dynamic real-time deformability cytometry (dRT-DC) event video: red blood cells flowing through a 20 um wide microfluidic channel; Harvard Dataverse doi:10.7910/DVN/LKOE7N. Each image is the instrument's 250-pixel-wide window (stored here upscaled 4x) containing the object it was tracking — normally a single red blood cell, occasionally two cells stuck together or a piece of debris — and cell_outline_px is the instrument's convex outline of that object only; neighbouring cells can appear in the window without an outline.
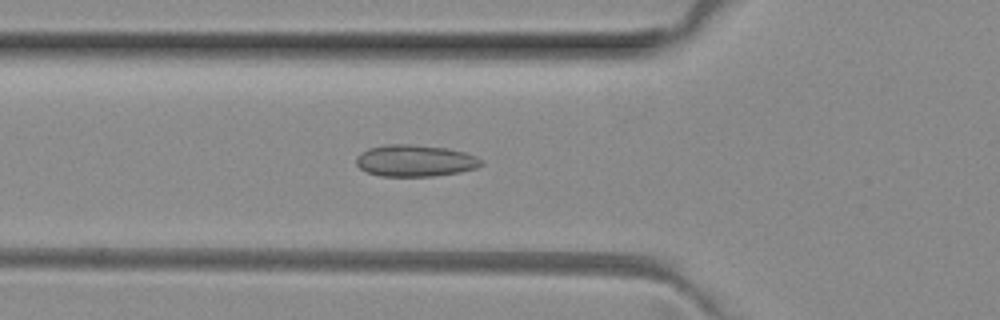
{"species": "common noctule bat (a hibernating species)", "species_latin": "Nyctalus noctula", "temperature_condition": "room temperature", "stored_images_in_passage": 50, "camera_frame_rate_fps": 3000, "um_per_image_px": 0.085, "animal": {"sex": "female", "body_mass_g": 29.2, "forearm_length_mm": 56.3}, "frame": {"image": 1, "passage_image": 17, "time_ms": 5.333, "image_size_px": [1000, 320], "cell_outline_px": [[484, 164], [476, 168], [460, 172], [432, 176], [380, 176], [368, 172], [360, 168], [356, 164], [356, 156], [360, 152], [368, 148], [384, 144], [408, 144], [448, 148], [464, 152], [476, 156], [484, 160]], "centroid_in_image_um": [35.29, 13.65], "position_along_channel_um": 90.5, "area_um2": 23.29}}
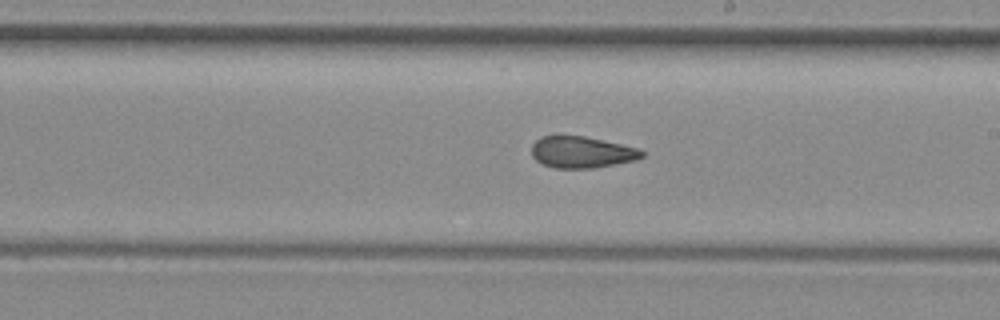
{"frame": {"image": 2, "passage_image": 28, "time_ms": 9.0, "image_size_px": [1000, 320], "cell_outline_px": [[644, 156], [636, 160], [592, 168], [556, 168], [540, 164], [532, 156], [532, 144], [540, 136], [584, 136], [640, 148], [644, 152]], "centroid_in_image_um": [49.44, 12.94], "position_along_channel_um": 239.6, "area_um2": 20.29}}
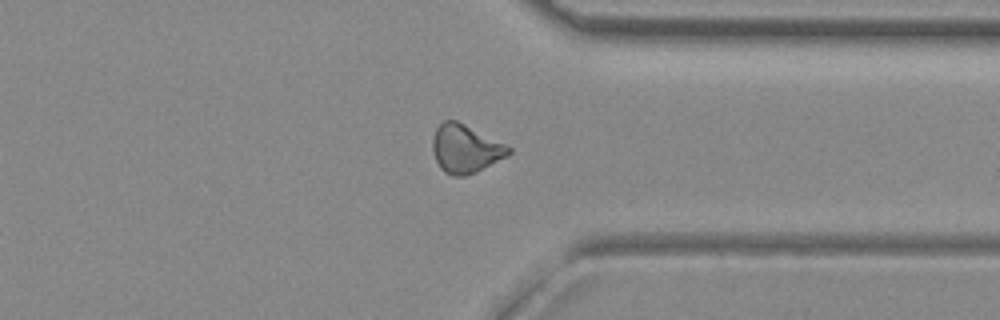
{"frame": {"image": 3, "passage_image": 38, "time_ms": 12.333, "image_size_px": [1000, 320], "cell_outline_px": [[512, 152], [508, 156], [476, 172], [464, 176], [452, 176], [444, 172], [440, 168], [432, 152], [432, 140], [436, 128], [444, 120], [456, 120], [512, 148]], "centroid_in_image_um": [39.54, 12.66], "position_along_channel_um": 371.9, "area_um2": 21.27}, "authors_computed_cell_mechanics": {"area_um2": 21.3282, "velocity_mm_per_s": 4.0664, "shape_relaxation_time_tau1_ms": null, "shape_relaxation_time_tau2_ms": 1.9967, "deformation_change_tau1": null, "deformation_change_tau2": 0.089}}